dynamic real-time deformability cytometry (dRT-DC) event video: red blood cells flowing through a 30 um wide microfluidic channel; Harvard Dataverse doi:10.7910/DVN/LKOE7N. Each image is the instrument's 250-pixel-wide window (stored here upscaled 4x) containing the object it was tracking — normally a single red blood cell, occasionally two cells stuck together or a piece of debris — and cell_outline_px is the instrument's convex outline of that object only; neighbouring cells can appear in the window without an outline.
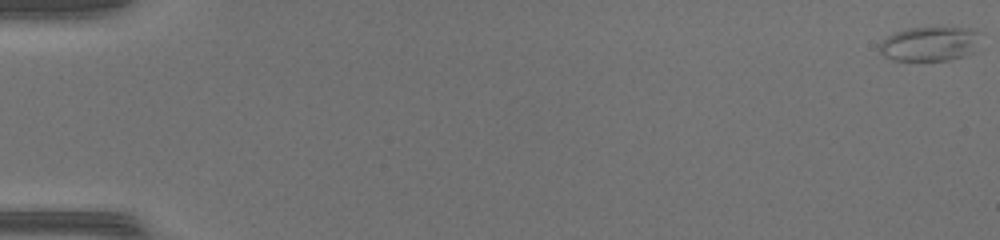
{"species": "common noctule bat (a hibernating species)", "species_latin": "Nyctalus noctula", "temperature_condition": "warm", "stored_images_in_passage": 49, "camera_frame_rate_fps": 3000, "um_per_image_px": 0.085, "animal": {"sex": "female", "body_mass_g": 17.0, "forearm_length_mm": 48.0}, "frame": {"image": 1, "passage_image": 1, "time_ms": 0.0, "image_size_px": [1000, 240], "cell_outline_px": [[984, 32], [972, 52], [964, 56], [948, 60], [892, 60], [884, 56], [880, 52], [880, 44], [888, 36], [896, 32], [908, 28], [976, 28]], "centroid_in_image_um": [79.09, 3.72], "position_along_channel_um": 5.9, "area_um2": 20.29}}
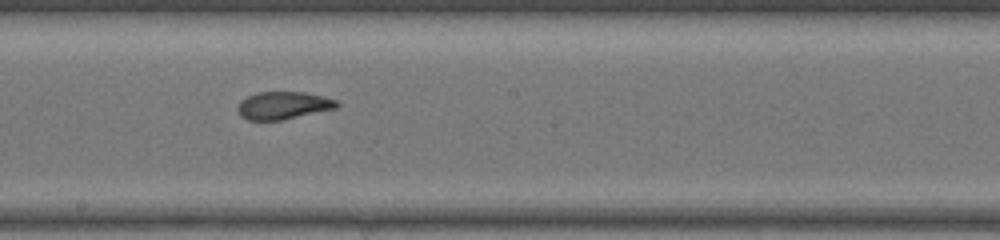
{"frame": {"image": 2, "passage_image": 29, "time_ms": 9.333, "image_size_px": [1000, 240], "cell_outline_px": [[340, 104], [336, 108], [284, 120], [248, 120], [240, 116], [236, 108], [240, 100], [256, 92], [304, 92], [324, 96], [336, 100]], "centroid_in_image_um": [24.06, 8.96], "position_along_channel_um": 224.1, "area_um2": 16.13}}
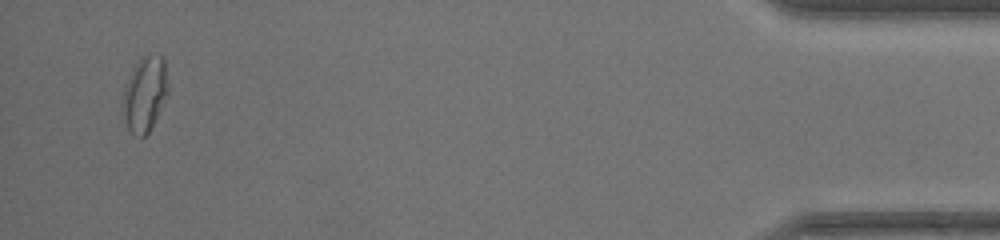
{"frame": {"image": 3, "passage_image": 48, "time_ms": 15.667, "image_size_px": [1000, 240], "cell_outline_px": [[168, 92], [148, 132], [140, 140], [128, 128], [124, 112], [124, 88], [136, 64], [144, 56], [160, 56], [164, 60], [168, 84]], "centroid_in_image_um": [12.33, 8.01], "position_along_channel_um": 422.9, "area_um2": 18.84}, "authors_computed_cell_mechanics": {"area_um2": 17.5712, "velocity_mm_per_s": 4.3619, "shape_relaxation_time_tau1_ms": 7.977, "shape_relaxation_time_tau2_ms": 1.6273, "deformation_change_tau1": 0.213, "deformation_change_tau2": 0.0827}}